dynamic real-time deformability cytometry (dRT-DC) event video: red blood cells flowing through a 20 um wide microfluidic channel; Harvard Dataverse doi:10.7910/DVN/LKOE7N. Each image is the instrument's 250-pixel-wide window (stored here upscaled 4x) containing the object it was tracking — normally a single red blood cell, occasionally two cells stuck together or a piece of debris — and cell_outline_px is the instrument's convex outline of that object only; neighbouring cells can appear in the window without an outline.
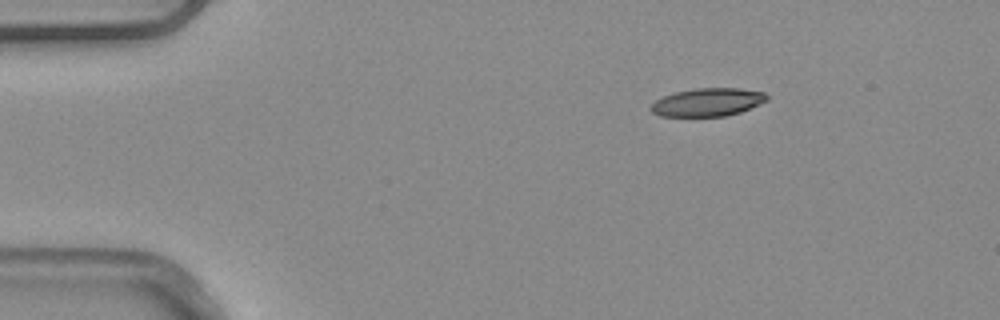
{"species": "common noctule bat (a hibernating species)", "species_latin": "Nyctalus noctula", "temperature_condition": "warm", "stored_images_in_passage": 2, "camera_frame_rate_fps": 3000, "um_per_image_px": 0.085, "animal": {"sex": "male", "body_mass_g": 20.4}, "frame": {"image": 1, "passage_image": 1, "time_ms": 0.0, "image_size_px": [1000, 320], "cell_outline_px": [[768, 100], [760, 104], [740, 112], [724, 116], [660, 116], [652, 112], [652, 104], [656, 100], [664, 96], [676, 92], [696, 88], [740, 88], [764, 92], [768, 96]], "centroid_in_image_um": [60.19, 8.68], "position_along_channel_um": 24.8, "area_um2": 18.84}}